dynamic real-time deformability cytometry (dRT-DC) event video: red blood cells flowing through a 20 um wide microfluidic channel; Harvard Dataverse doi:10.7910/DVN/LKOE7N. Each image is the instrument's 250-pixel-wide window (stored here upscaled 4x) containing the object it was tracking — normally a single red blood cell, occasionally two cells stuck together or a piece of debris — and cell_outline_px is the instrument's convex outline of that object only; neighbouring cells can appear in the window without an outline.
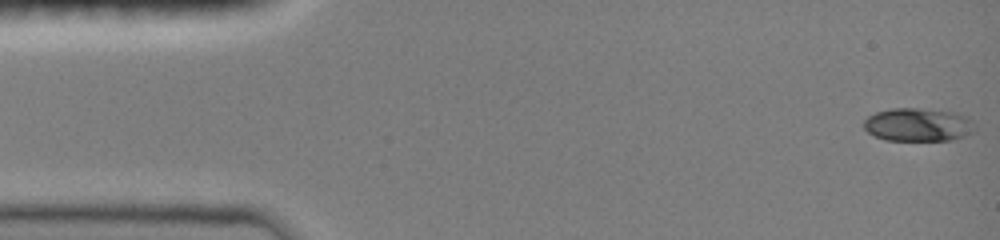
{"species": "common noctule bat (a hibernating species)", "species_latin": "Nyctalus noctula", "temperature_condition": "room temperature", "stored_images_in_passage": 47, "camera_frame_rate_fps": 3000, "um_per_image_px": 0.085, "animal": {"sex": "female", "body_mass_g": 19.0, "forearm_length_mm": 51.5}, "frame": {"image": 1, "passage_image": 1, "time_ms": 0.0, "image_size_px": [1000, 240], "cell_outline_px": [[976, 128], [972, 132], [964, 136], [952, 140], [884, 140], [868, 132], [864, 128], [864, 120], [868, 116], [876, 112], [892, 108], [920, 108], [956, 112], [968, 116], [972, 120]], "centroid_in_image_um": [78.06, 10.59], "position_along_channel_um": 6.9, "area_um2": 21.68}}
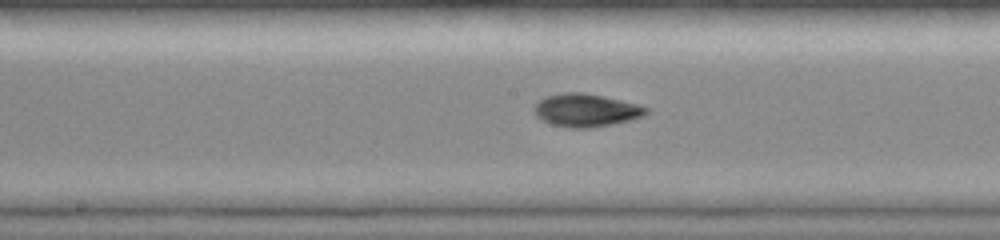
{"frame": {"image": 2, "passage_image": 24, "time_ms": 7.667, "image_size_px": [1000, 240], "cell_outline_px": [[648, 112], [644, 116], [632, 120], [592, 128], [568, 128], [552, 124], [536, 116], [532, 108], [540, 100], [548, 96], [564, 92], [584, 92], [636, 104], [648, 108]], "centroid_in_image_um": [49.81, 9.38], "position_along_channel_um": 198.4, "area_um2": 21.39}}
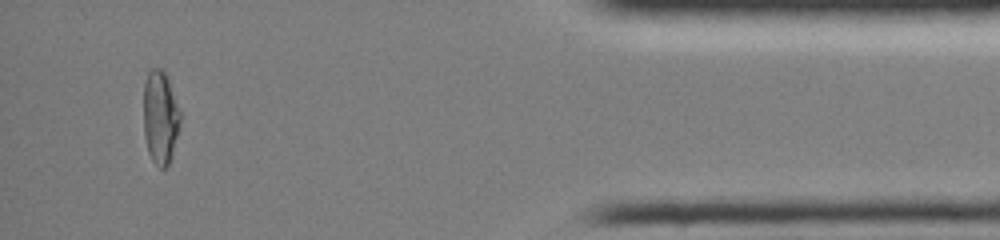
{"frame": {"image": 3, "passage_image": 44, "time_ms": 14.333, "image_size_px": [1000, 240], "cell_outline_px": [[180, 120], [176, 136], [168, 164], [164, 168], [160, 168], [152, 160], [148, 152], [144, 136], [144, 84], [148, 72], [152, 68], [160, 68], [168, 76], [180, 112]], "centroid_in_image_um": [13.6, 9.92], "position_along_channel_um": 421.6, "area_um2": 19.65}, "authors_computed_cell_mechanics": {"area_um2": 19.9988, "velocity_mm_per_s": 4.0666, "shape_relaxation_time_tau1_ms": 5.7731, "shape_relaxation_time_tau2_ms": 3.7171, "deformation_change_tau1": 0.2038, "deformation_change_tau2": 0.0605}}